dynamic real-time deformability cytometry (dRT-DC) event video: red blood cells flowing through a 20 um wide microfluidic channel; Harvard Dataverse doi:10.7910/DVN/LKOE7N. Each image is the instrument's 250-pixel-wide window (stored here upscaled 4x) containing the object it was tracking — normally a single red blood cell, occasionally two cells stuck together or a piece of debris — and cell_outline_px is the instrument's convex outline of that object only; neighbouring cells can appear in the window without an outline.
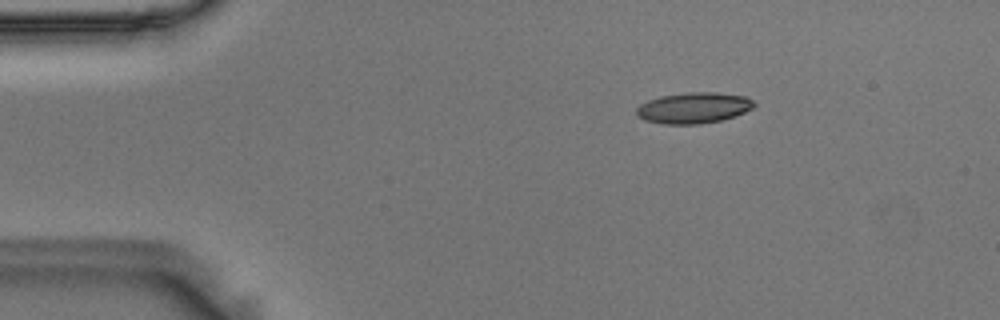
{"species": "Egyptian fruit bat (a non-hibernating species)", "species_latin": "Rousettus aegyptiacus", "temperature_condition": "room temperature", "stored_images_in_passage": 48, "camera_frame_rate_fps": 3000, "um_per_image_px": 0.085, "animal": {"sex": "male"}, "frame": {"image": 1, "passage_image": 1, "time_ms": 0.0, "image_size_px": [1000, 320], "cell_outline_px": [[756, 104], [752, 108], [736, 116], [720, 120], [700, 124], [664, 124], [644, 120], [636, 116], [636, 108], [640, 104], [648, 100], [660, 96], [688, 92], [716, 92], [744, 96], [752, 100]], "centroid_in_image_um": [58.93, 9.17], "position_along_channel_um": 26.1, "area_um2": 21.27}}
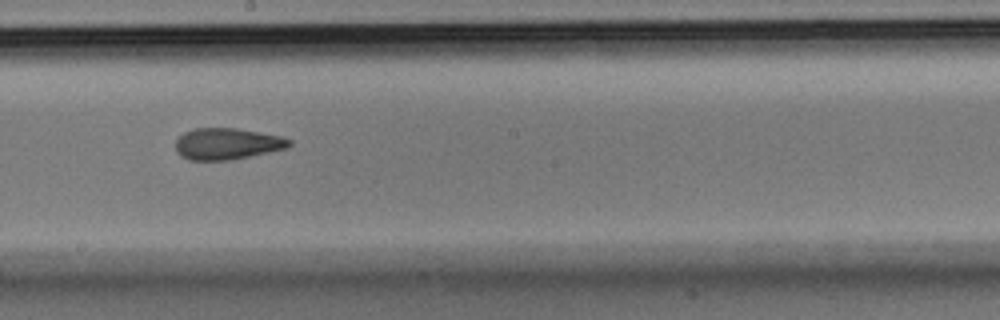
{"frame": {"image": 2, "passage_image": 23, "time_ms": 7.333, "image_size_px": [1000, 320], "cell_outline_px": [[292, 144], [288, 148], [232, 160], [188, 160], [180, 156], [176, 152], [176, 140], [184, 132], [192, 128], [236, 128], [280, 136], [292, 140]], "centroid_in_image_um": [19.29, 12.23], "position_along_channel_um": 228.9, "area_um2": 20.98}}
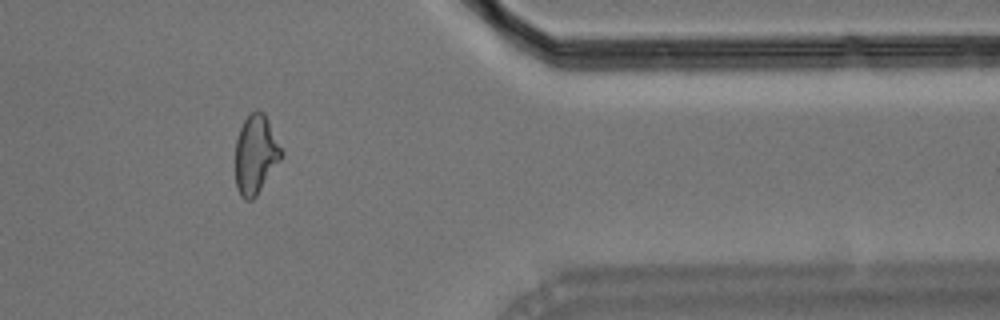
{"frame": {"image": 3, "passage_image": 38, "time_ms": 12.333, "image_size_px": [1000, 320], "cell_outline_px": [[284, 156], [256, 196], [252, 200], [244, 200], [240, 196], [236, 188], [236, 140], [240, 128], [244, 120], [256, 108], [264, 112], [284, 152]], "centroid_in_image_um": [21.75, 13.13], "position_along_channel_um": 389.6, "area_um2": 21.39}, "authors_computed_cell_mechanics": {"area_um2": 21.4149, "velocity_mm_per_s": 3.6179, "shape_relaxation_time_tau1_ms": null, "shape_relaxation_time_tau2_ms": 2.0983, "deformation_change_tau1": null, "deformation_change_tau2": 0.0905}}